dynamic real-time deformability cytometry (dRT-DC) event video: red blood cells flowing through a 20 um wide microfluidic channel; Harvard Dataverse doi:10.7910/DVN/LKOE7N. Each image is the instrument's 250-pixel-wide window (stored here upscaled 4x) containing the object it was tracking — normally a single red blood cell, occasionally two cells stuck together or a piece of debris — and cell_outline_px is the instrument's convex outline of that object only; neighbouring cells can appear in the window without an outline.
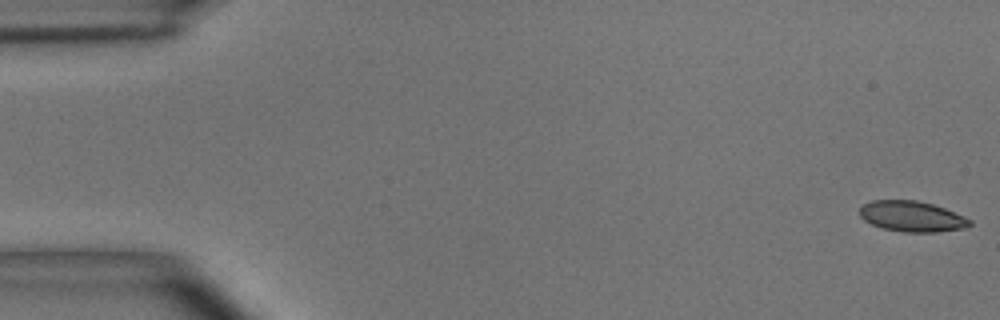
{"species": "common noctule bat (a hibernating species)", "species_latin": "Nyctalus noctula", "temperature_condition": "room temperature", "stored_images_in_passage": 55, "camera_frame_rate_fps": 3000, "um_per_image_px": 0.085, "animal": {"sex": "male", "body_mass_g": 15.6}, "frame": {"image": 1, "passage_image": 1, "time_ms": 0.0, "image_size_px": [1000, 320], "cell_outline_px": [[972, 224], [964, 228], [936, 232], [904, 232], [880, 228], [864, 220], [860, 216], [860, 208], [864, 204], [872, 200], [916, 200], [932, 204], [944, 208], [964, 216], [972, 220]], "centroid_in_image_um": [77.51, 18.4], "position_along_channel_um": 7.5, "area_um2": 19.65}}
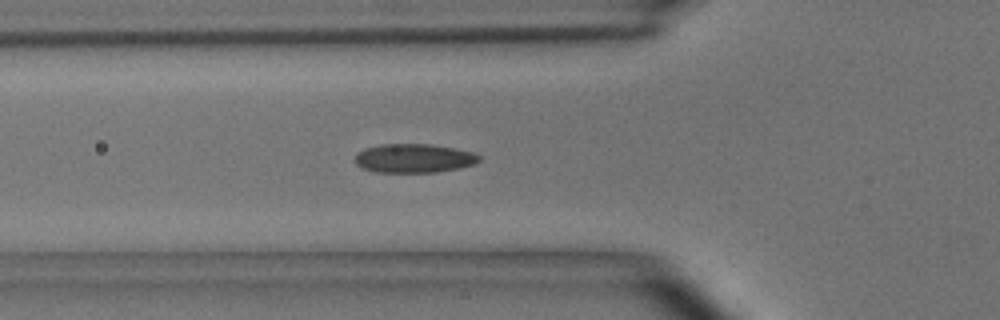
{"frame": {"image": 2, "passage_image": 19, "time_ms": 6.0, "image_size_px": [1000, 320], "cell_outline_px": [[480, 160], [476, 164], [460, 168], [436, 172], [376, 172], [360, 168], [356, 164], [356, 152], [364, 148], [384, 144], [432, 144], [456, 148], [476, 152], [480, 156]], "centroid_in_image_um": [35.22, 13.45], "position_along_channel_um": 90.6, "area_um2": 21.21}}
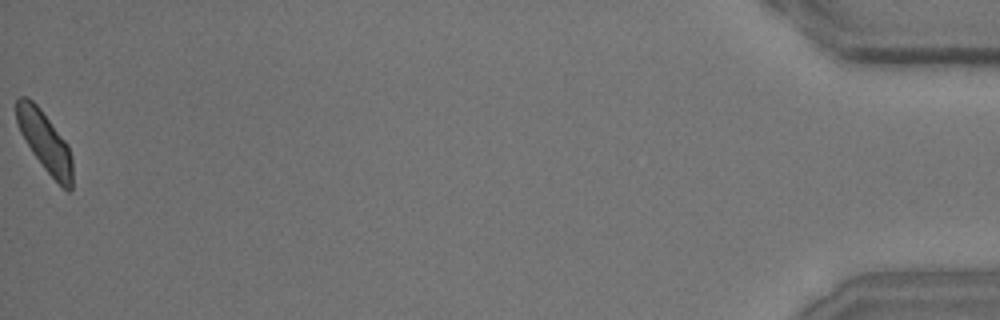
{"frame": {"image": 3, "passage_image": 55, "time_ms": 18.0, "image_size_px": [1000, 320], "cell_outline_px": [[72, 188], [68, 192], [44, 168], [32, 152], [20, 132], [16, 120], [16, 100], [20, 96], [28, 96], [40, 108], [68, 144], [72, 156]], "centroid_in_image_um": [3.81, 12.01], "position_along_channel_um": 431.4, "area_um2": 19.48}, "authors_computed_cell_mechanics": {"area_um2": 20.1722, "velocity_mm_per_s": 3.6484, "shape_relaxation_time_tau1_ms": 5.8264, "shape_relaxation_time_tau2_ms": 2.2188, "deformation_change_tau1": 0.1456, "deformation_change_tau2": 0.0654}}